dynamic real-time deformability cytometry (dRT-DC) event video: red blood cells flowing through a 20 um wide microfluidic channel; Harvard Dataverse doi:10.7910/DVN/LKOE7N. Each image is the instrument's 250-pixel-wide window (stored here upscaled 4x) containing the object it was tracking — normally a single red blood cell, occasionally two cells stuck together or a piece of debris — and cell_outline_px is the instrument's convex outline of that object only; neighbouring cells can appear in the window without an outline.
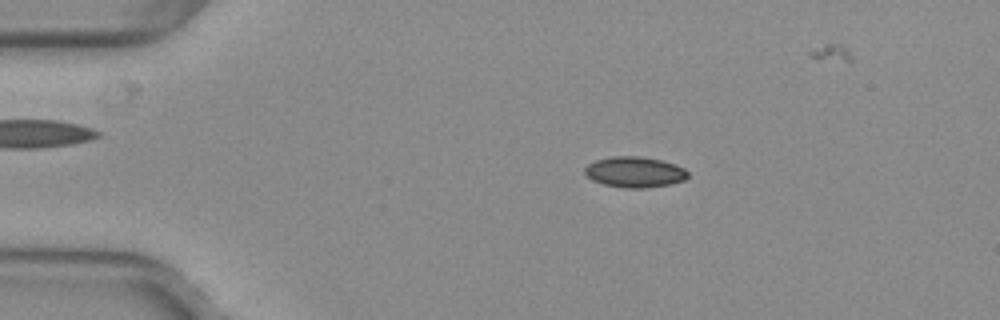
{"species": "common noctule bat (a hibernating species)", "species_latin": "Nyctalus noctula", "temperature_condition": "warm", "stored_images_in_passage": 46, "camera_frame_rate_fps": 3000, "um_per_image_px": 0.085, "animal": {"sex": "female", "body_mass_g": 29.2, "forearm_length_mm": 56.3}, "frame": {"image": 1, "passage_image": 10, "time_ms": 3.0, "image_size_px": [1000, 320], "cell_outline_px": [[688, 176], [684, 180], [668, 184], [648, 188], [624, 188], [604, 184], [592, 180], [584, 172], [584, 168], [588, 164], [596, 160], [612, 156], [640, 156], [660, 160], [676, 164], [684, 168], [688, 172]], "centroid_in_image_um": [53.95, 14.62], "position_along_channel_um": 31.1, "area_um2": 18.44}}
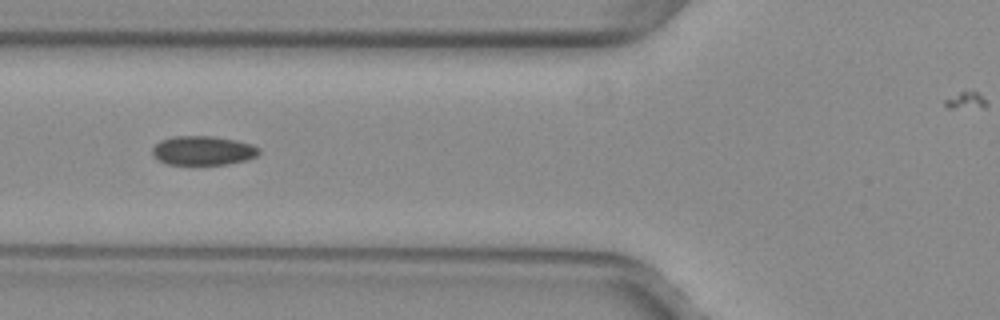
{"frame": {"image": 2, "passage_image": 20, "time_ms": 6.333, "image_size_px": [1000, 320], "cell_outline_px": [[260, 152], [256, 156], [248, 160], [228, 164], [168, 164], [152, 156], [152, 148], [160, 140], [176, 136], [212, 136], [236, 140], [252, 144], [260, 148]], "centroid_in_image_um": [17.28, 12.79], "position_along_channel_um": 108.5, "area_um2": 18.15}}
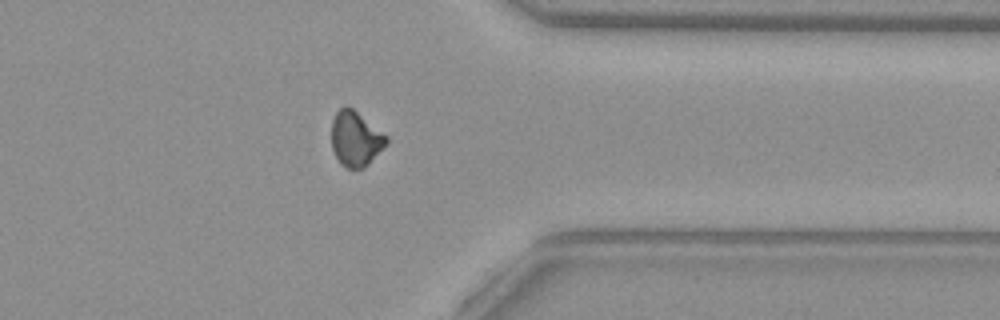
{"frame": {"image": 3, "passage_image": 41, "time_ms": 13.333, "image_size_px": [1000, 320], "cell_outline_px": [[388, 144], [364, 168], [344, 168], [340, 164], [332, 148], [332, 120], [336, 112], [344, 104], [352, 108], [388, 136]], "centroid_in_image_um": [30.23, 11.8], "position_along_channel_um": 381.2, "area_um2": 17.69}}